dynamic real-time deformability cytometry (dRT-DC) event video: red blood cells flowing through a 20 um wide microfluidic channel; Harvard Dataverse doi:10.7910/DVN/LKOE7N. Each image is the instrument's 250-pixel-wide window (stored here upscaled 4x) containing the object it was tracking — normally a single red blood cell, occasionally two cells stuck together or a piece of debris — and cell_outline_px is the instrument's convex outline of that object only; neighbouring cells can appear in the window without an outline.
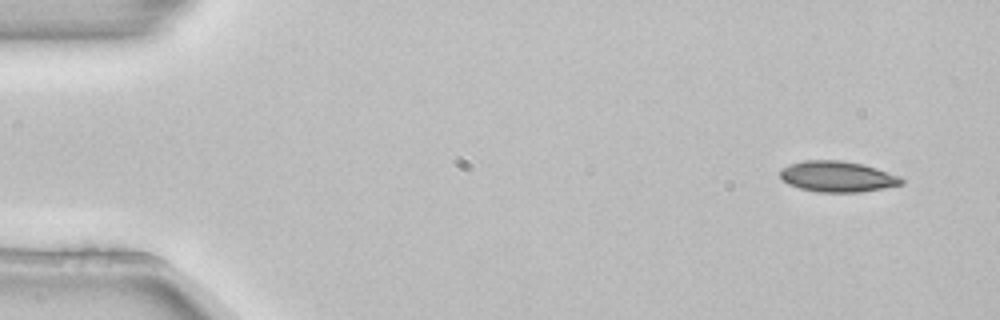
{"species": "common noctule bat (a hibernating species)", "species_latin": "Nyctalus noctula", "temperature_condition": "room temperature", "stored_images_in_passage": 4, "camera_frame_rate_fps": 3000, "um_per_image_px": 0.085, "animal": {"sex": "female", "body_mass_g": 22.7, "forearm_length_mm": 54.2}, "frame": {"image": 1, "passage_image": 1, "time_ms": 0.0, "image_size_px": [1000, 320], "cell_outline_px": [[904, 184], [884, 188], [860, 192], [820, 192], [800, 188], [788, 184], [780, 176], [780, 168], [788, 164], [804, 160], [844, 160], [864, 164], [900, 176], [904, 180]], "centroid_in_image_um": [71.19, 14.99], "position_along_channel_um": 13.8, "area_um2": 21.96}}
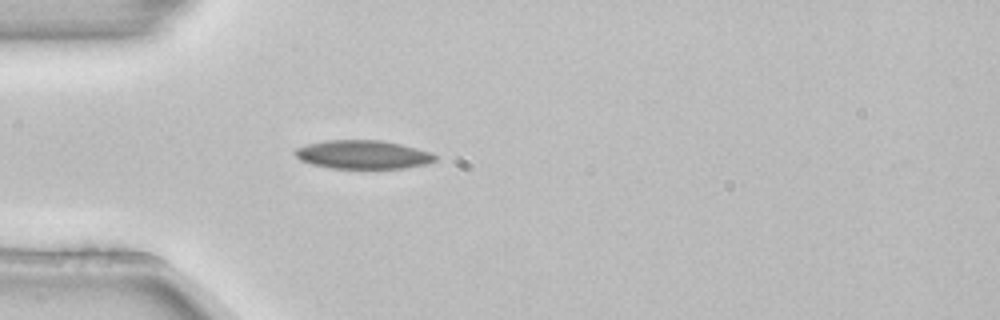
{"frame": {"image": 2, "passage_image": 4, "time_ms": 1.0, "image_size_px": [1000, 320], "cell_outline_px": [[436, 160], [428, 164], [404, 168], [332, 168], [312, 164], [300, 160], [292, 152], [296, 148], [308, 144], [324, 140], [380, 140], [400, 144], [432, 152], [436, 156]], "centroid_in_image_um": [30.85, 13.14], "position_along_channel_um": 54.2, "area_um2": 23.35}}